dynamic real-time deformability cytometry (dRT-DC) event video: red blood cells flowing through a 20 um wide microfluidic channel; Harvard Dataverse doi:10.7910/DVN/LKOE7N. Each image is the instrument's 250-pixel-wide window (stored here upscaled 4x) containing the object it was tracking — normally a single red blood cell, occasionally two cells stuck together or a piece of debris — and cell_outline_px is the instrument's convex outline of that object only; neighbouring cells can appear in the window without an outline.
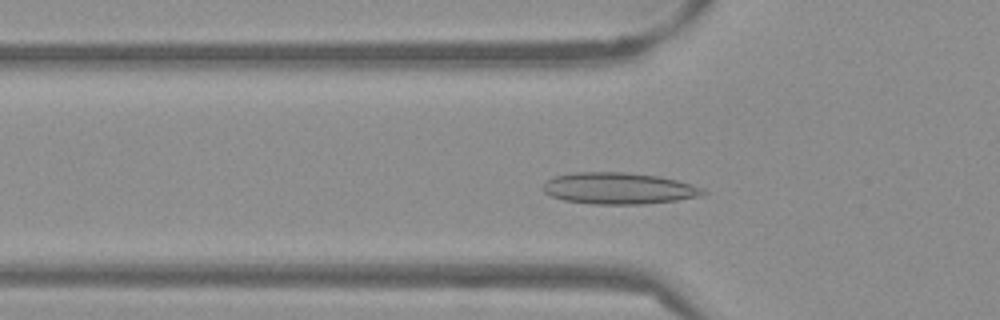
{"species": "Egyptian fruit bat (a non-hibernating species)", "species_latin": "Rousettus aegyptiacus", "temperature_condition": "warm", "stored_images_in_passage": 51, "camera_frame_rate_fps": 3000, "um_per_image_px": 0.085, "frame": {"image": 1, "passage_image": 14, "time_ms": 4.333, "image_size_px": [1000, 320], "cell_outline_px": [[708, 192], [696, 196], [676, 200], [644, 204], [592, 204], [564, 200], [552, 196], [544, 192], [544, 184], [548, 180], [556, 176], [572, 172], [624, 172], [656, 176], [676, 180], [692, 184], [704, 188]], "centroid_in_image_um": [52.59, 16.01], "position_along_channel_um": 73.2, "area_um2": 29.13}}
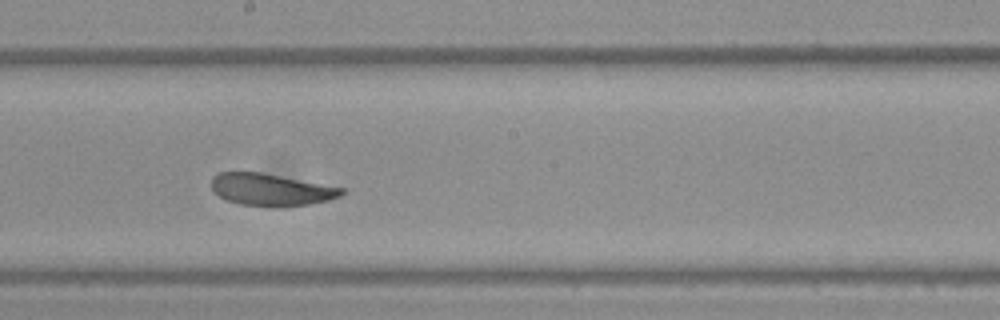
{"frame": {"image": 2, "passage_image": 26, "time_ms": 8.333, "image_size_px": [1000, 320], "cell_outline_px": [[344, 192], [340, 196], [328, 200], [308, 204], [240, 204], [228, 200], [220, 196], [212, 188], [212, 176], [220, 172], [260, 172], [344, 188]], "centroid_in_image_um": [23.02, 16.07], "position_along_channel_um": 225.2, "area_um2": 23.24}}
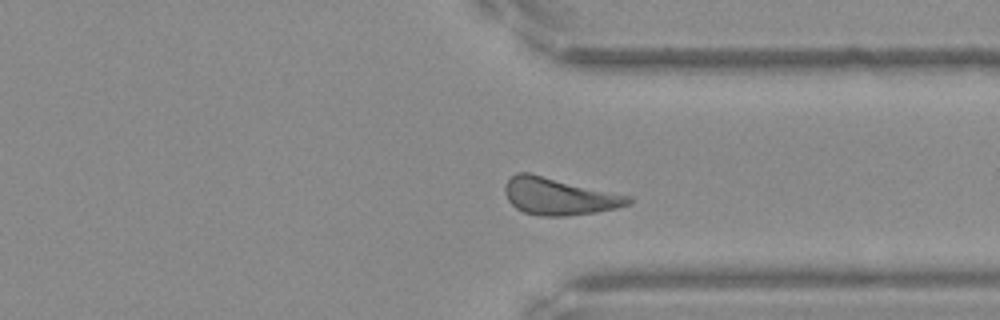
{"frame": {"image": 3, "passage_image": 37, "time_ms": 12.0, "image_size_px": [1000, 320], "cell_outline_px": [[632, 200], [628, 204], [616, 208], [596, 212], [564, 216], [544, 216], [524, 212], [516, 208], [508, 200], [504, 192], [504, 184], [516, 172], [528, 172], [632, 196]], "centroid_in_image_um": [47.5, 16.68], "position_along_channel_um": 363.9, "area_um2": 26.65}, "authors_computed_cell_mechanics": {"area_um2": 26.1256, "velocity_mm_per_s": 3.7849, "shape_relaxation_time_tau1_ms": null, "shape_relaxation_time_tau2_ms": 6.7087, "deformation_change_tau1": null, "deformation_change_tau2": 0.1155}}